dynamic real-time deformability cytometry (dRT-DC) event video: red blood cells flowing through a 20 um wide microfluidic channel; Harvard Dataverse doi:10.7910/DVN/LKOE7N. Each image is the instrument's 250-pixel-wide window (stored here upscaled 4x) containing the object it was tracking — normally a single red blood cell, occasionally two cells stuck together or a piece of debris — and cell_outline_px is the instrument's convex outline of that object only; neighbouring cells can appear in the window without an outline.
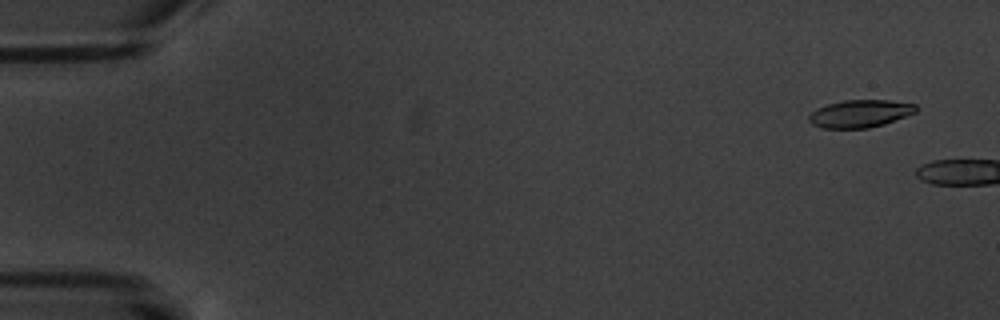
{"species": "common noctule bat (a hibernating species)", "species_latin": "Nyctalus noctula", "temperature_condition": "warm", "stored_images_in_passage": 7, "camera_frame_rate_fps": 3000, "um_per_image_px": 0.085, "animal": {"sex": "male", "body_mass_g": 20.1, "forearm_length_mm": 53.5}, "frame": {"image": 1, "passage_image": 2, "time_ms": 1.0, "image_size_px": [1000, 320], "cell_outline_px": [[916, 112], [884, 124], [868, 128], [820, 128], [812, 124], [808, 120], [808, 116], [816, 108], [828, 104], [844, 100], [888, 100], [916, 104]], "centroid_in_image_um": [73.07, 9.66], "position_along_channel_um": 11.9, "area_um2": 17.17}}
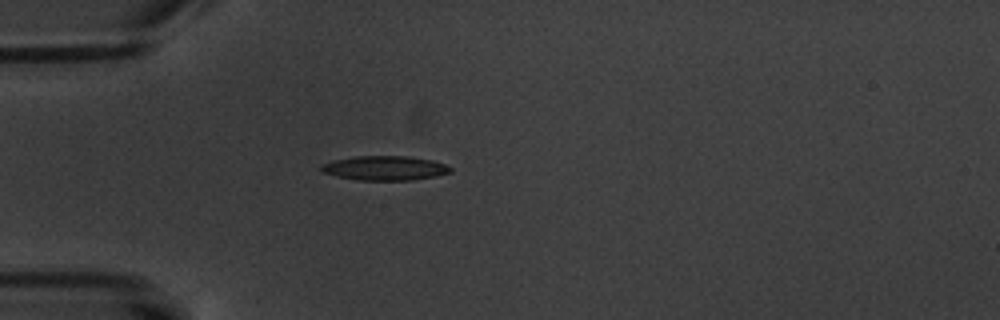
{"frame": {"image": 2, "passage_image": 6, "time_ms": 7.333, "image_size_px": [1000, 320], "cell_outline_px": [[452, 172], [436, 176], [412, 180], [360, 180], [336, 176], [320, 172], [320, 164], [332, 160], [356, 156], [404, 156], [432, 160], [444, 164], [452, 168]], "centroid_in_image_um": [32.67, 14.29], "position_along_channel_um": 52.3, "area_um2": 18.44}}